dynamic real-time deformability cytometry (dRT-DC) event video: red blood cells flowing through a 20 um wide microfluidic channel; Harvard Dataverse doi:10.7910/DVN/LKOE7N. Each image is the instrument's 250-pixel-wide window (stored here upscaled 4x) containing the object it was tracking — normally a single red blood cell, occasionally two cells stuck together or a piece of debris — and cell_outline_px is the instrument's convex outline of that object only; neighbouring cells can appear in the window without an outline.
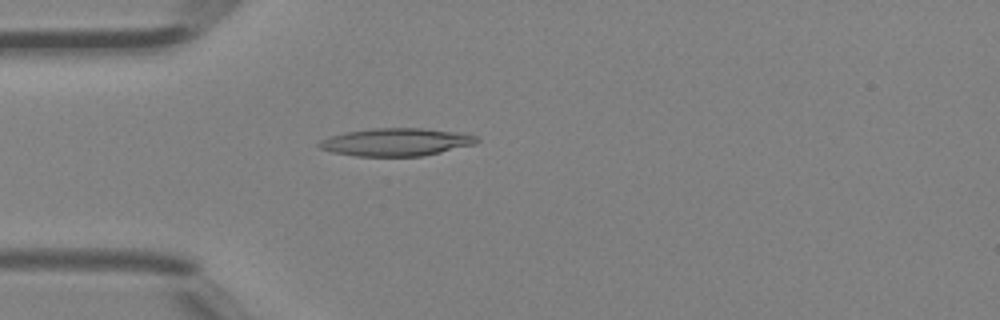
{"species": "Egyptian fruit bat (a non-hibernating species)", "species_latin": "Rousettus aegyptiacus", "temperature_condition": "room temperature", "stored_images_in_passage": 3, "camera_frame_rate_fps": 3000, "um_per_image_px": 0.085, "animal": {"sex": "female"}, "frame": {"image": 1, "passage_image": 3, "time_ms": 0.667, "image_size_px": [1000, 320], "cell_outline_px": [[480, 140], [476, 144], [440, 152], [420, 156], [356, 156], [332, 152], [320, 148], [316, 144], [320, 140], [344, 132], [372, 128], [424, 128], [460, 132], [476, 136]], "centroid_in_image_um": [33.68, 12.07], "position_along_channel_um": 51.3, "area_um2": 25.55}}